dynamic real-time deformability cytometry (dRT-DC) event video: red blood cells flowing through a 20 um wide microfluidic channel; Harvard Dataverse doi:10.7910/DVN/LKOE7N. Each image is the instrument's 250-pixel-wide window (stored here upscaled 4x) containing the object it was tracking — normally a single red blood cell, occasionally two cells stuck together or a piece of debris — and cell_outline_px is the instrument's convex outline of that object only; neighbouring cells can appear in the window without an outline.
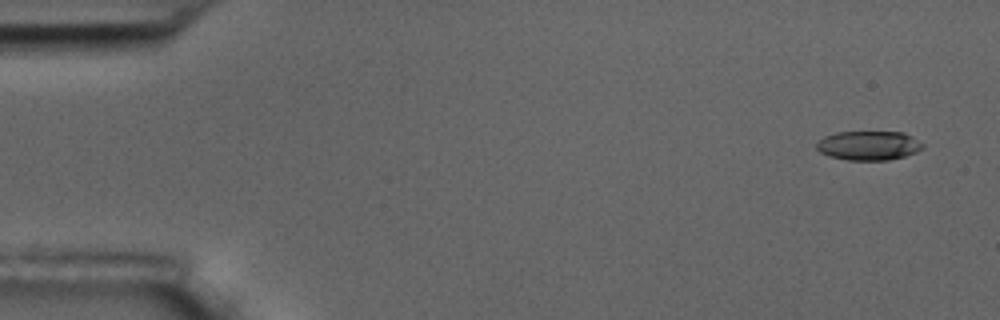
{"species": "common noctule bat (a hibernating species)", "species_latin": "Nyctalus noctula", "temperature_condition": "room temperature", "stored_images_in_passage": 6, "camera_frame_rate_fps": 3000, "um_per_image_px": 0.085, "animal": {"sex": "male", "body_mass_g": 17.5, "forearm_length_mm": 52.3}, "frame": {"image": 1, "passage_image": 1, "time_ms": 0.0, "image_size_px": [1000, 320], "cell_outline_px": [[924, 148], [916, 152], [904, 156], [888, 160], [848, 160], [828, 156], [820, 152], [816, 148], [816, 144], [824, 136], [836, 132], [904, 132], [912, 136], [924, 144]], "centroid_in_image_um": [73.84, 12.37], "position_along_channel_um": 11.2, "area_um2": 18.15}}
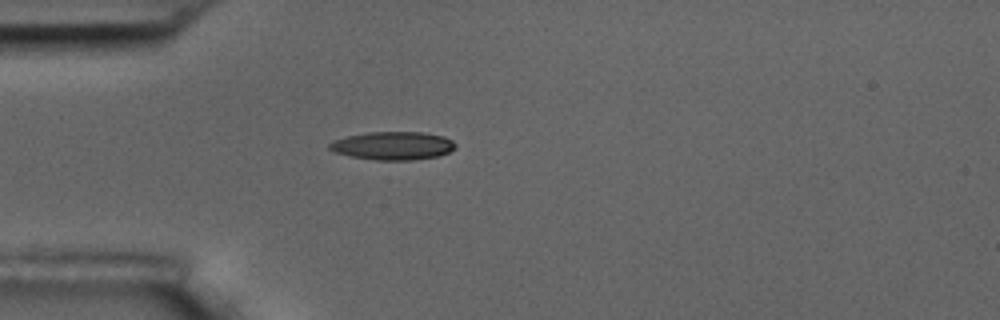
{"frame": {"image": 2, "passage_image": 4, "time_ms": 4.333, "image_size_px": [1000, 320], "cell_outline_px": [[456, 148], [440, 156], [412, 160], [376, 160], [352, 156], [336, 152], [328, 148], [328, 144], [336, 140], [348, 136], [368, 132], [420, 132], [444, 136], [452, 140], [456, 144]], "centroid_in_image_um": [33.45, 12.39], "position_along_channel_um": 51.6, "area_um2": 20.58}}